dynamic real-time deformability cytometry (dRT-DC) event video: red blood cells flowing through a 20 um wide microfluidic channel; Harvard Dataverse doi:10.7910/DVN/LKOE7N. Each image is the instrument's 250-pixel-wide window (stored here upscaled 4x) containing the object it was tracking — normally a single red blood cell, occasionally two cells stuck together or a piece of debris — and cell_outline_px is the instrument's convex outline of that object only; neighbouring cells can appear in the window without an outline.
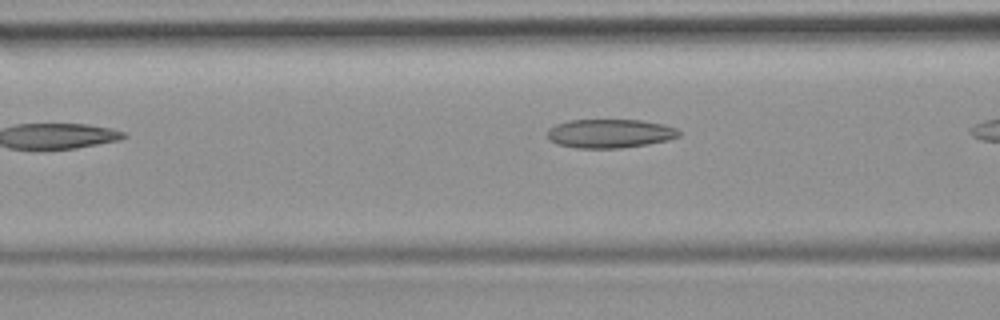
{"species": "common noctule bat (a hibernating species)", "species_latin": "Nyctalus noctula", "temperature_condition": "room temperature", "stored_images_in_passage": 4, "camera_frame_rate_fps": 3000, "um_per_image_px": 0.085, "animal": {"sex": "female", "body_mass_g": 19.9}, "frame": {"image": 1, "passage_image": 4, "time_ms": 4.333, "image_size_px": [1000, 320], "cell_outline_px": [[680, 136], [668, 140], [620, 148], [576, 148], [556, 144], [548, 140], [548, 128], [556, 124], [568, 120], [640, 120], [664, 124], [676, 128], [680, 132]], "centroid_in_image_um": [51.81, 11.34], "position_along_channel_um": 114.8, "area_um2": 22.14}}